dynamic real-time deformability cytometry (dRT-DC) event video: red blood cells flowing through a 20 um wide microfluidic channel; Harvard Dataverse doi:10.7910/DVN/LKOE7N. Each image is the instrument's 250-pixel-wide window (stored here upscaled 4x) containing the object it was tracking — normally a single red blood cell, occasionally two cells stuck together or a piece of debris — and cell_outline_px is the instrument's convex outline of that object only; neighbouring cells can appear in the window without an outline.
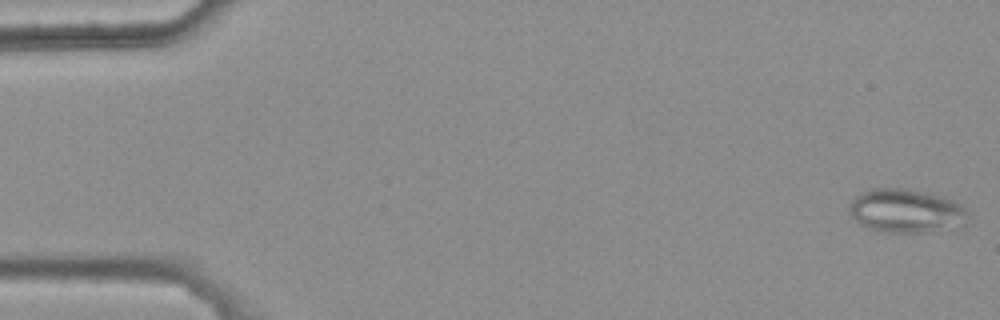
{"species": "common noctule bat (a hibernating species)", "species_latin": "Nyctalus noctula", "temperature_condition": "warm", "stored_images_in_passage": 47, "camera_frame_rate_fps": 3000, "um_per_image_px": 0.085, "animal": {"sex": "female", "body_mass_g": 25.1}, "frame": {"image": 1, "passage_image": 1, "time_ms": 0.0, "image_size_px": [1000, 320], "cell_outline_px": [[968, 216], [964, 224], [956, 232], [880, 232], [860, 224], [848, 212], [848, 204], [860, 192], [872, 188], [908, 188], [944, 196], [960, 204], [964, 208]], "centroid_in_image_um": [77.06, 17.94], "position_along_channel_um": 7.9, "area_um2": 31.1}}
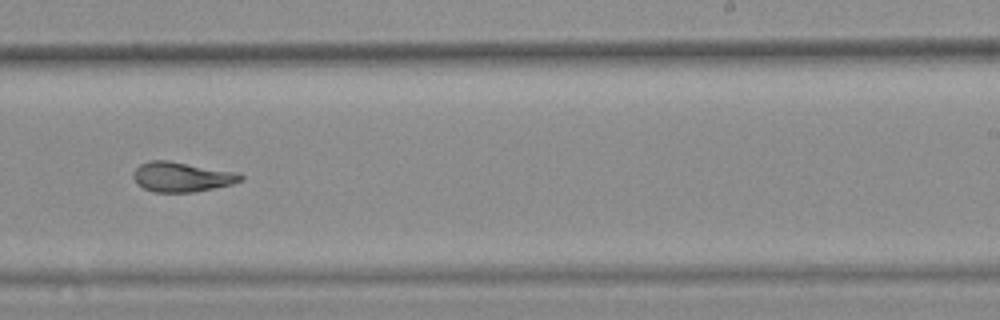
{"frame": {"image": 2, "passage_image": 34, "time_ms": 11.0, "image_size_px": [1000, 320], "cell_outline_px": [[244, 180], [232, 184], [192, 192], [156, 192], [144, 188], [136, 184], [132, 176], [132, 172], [140, 164], [148, 160], [168, 160], [240, 172], [244, 176]], "centroid_in_image_um": [15.46, 15.02], "position_along_channel_um": 273.5, "area_um2": 18.9}}
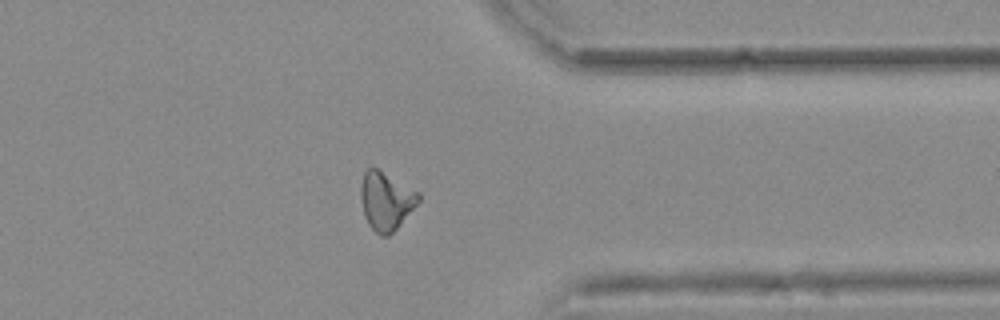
{"frame": {"image": 3, "passage_image": 43, "time_ms": 14.0, "image_size_px": [1000, 320], "cell_outline_px": [[420, 200], [400, 224], [388, 236], [380, 236], [368, 224], [364, 216], [360, 200], [360, 188], [364, 172], [368, 168], [376, 168], [420, 192]], "centroid_in_image_um": [32.79, 17.08], "position_along_channel_um": 378.6, "area_um2": 19.48}, "authors_computed_cell_mechanics": {"area_um2": 19.4786, "velocity_mm_per_s": 3.7253, "shape_relaxation_time_tau1_ms": null, "shape_relaxation_time_tau2_ms": 2.373, "deformation_change_tau1": null, "deformation_change_tau2": 0.1038}}